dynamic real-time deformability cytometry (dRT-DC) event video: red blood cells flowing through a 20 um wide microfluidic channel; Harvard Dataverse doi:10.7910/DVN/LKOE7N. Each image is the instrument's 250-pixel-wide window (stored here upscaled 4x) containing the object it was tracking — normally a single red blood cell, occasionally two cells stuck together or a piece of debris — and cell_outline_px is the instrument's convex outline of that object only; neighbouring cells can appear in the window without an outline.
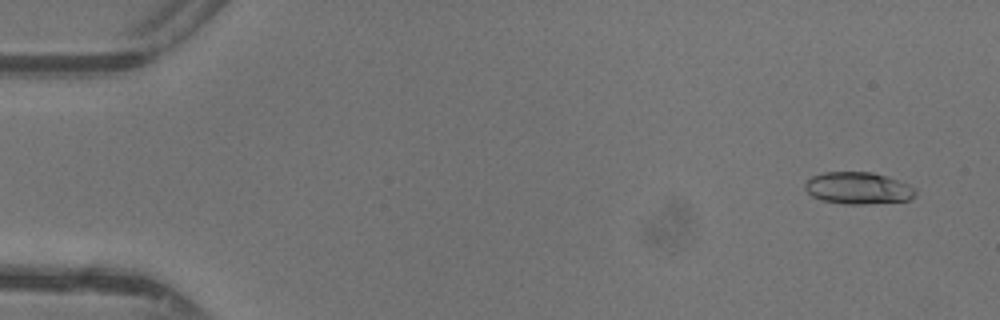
{"species": "common noctule bat (a hibernating species)", "species_latin": "Nyctalus noctula", "temperature_condition": "warm", "stored_images_in_passage": 47, "camera_frame_rate_fps": 3000, "um_per_image_px": 0.085, "animal": {"sex": "female"}, "frame": {"image": 1, "passage_image": 3, "time_ms": 0.667, "image_size_px": [1000, 320], "cell_outline_px": [[916, 196], [908, 200], [864, 204], [844, 204], [820, 200], [812, 196], [804, 188], [804, 184], [812, 176], [824, 172], [872, 172], [888, 176], [908, 184], [916, 188]], "centroid_in_image_um": [72.94, 15.99], "position_along_channel_um": 12.1, "area_um2": 20.69}}
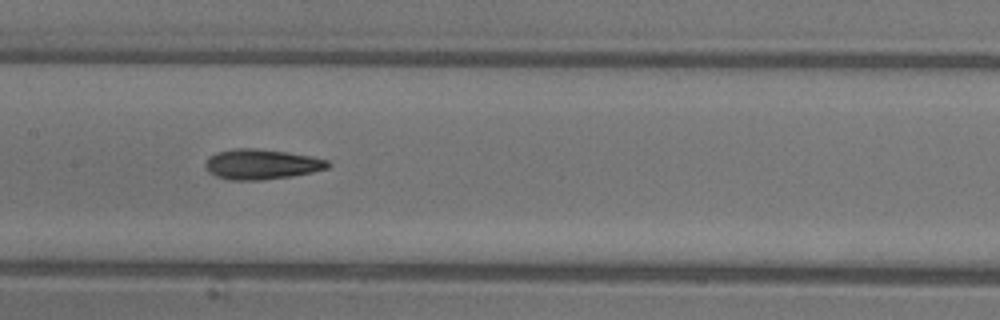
{"frame": {"image": 2, "passage_image": 24, "time_ms": 7.667, "image_size_px": [1000, 320], "cell_outline_px": [[332, 164], [328, 168], [312, 172], [292, 176], [260, 180], [228, 180], [216, 176], [208, 172], [204, 168], [204, 164], [208, 156], [216, 152], [232, 148], [256, 148], [288, 152], [312, 156], [328, 160]], "centroid_in_image_um": [22.2, 13.95], "position_along_channel_um": 185.2, "area_um2": 21.91}}
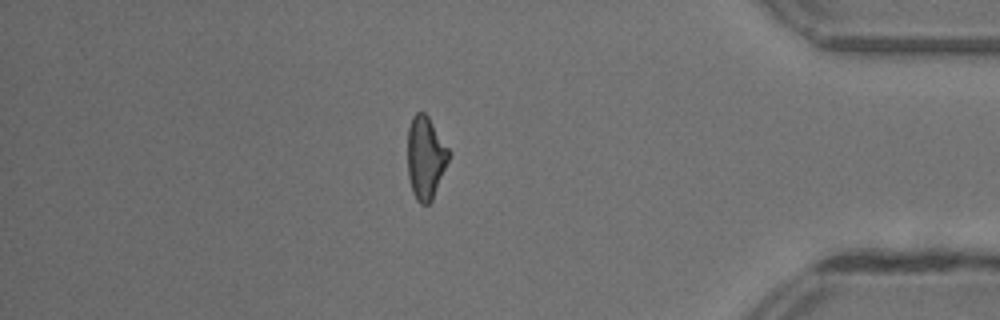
{"frame": {"image": 3, "passage_image": 41, "time_ms": 13.333, "image_size_px": [1000, 320], "cell_outline_px": [[448, 160], [432, 200], [428, 204], [420, 204], [416, 200], [412, 192], [408, 176], [408, 128], [412, 116], [416, 112], [424, 112], [428, 116], [448, 148]], "centroid_in_image_um": [36.14, 13.4], "position_along_channel_um": 399.1, "area_um2": 19.59}, "authors_computed_cell_mechanics": {"area_um2": 20.519, "velocity_mm_per_s": 4.4107, "shape_relaxation_time_tau1_ms": 3.8652, "shape_relaxation_time_tau2_ms": 2.7506, "deformation_change_tau1": 0.1653, "deformation_change_tau2": 0.1214}}